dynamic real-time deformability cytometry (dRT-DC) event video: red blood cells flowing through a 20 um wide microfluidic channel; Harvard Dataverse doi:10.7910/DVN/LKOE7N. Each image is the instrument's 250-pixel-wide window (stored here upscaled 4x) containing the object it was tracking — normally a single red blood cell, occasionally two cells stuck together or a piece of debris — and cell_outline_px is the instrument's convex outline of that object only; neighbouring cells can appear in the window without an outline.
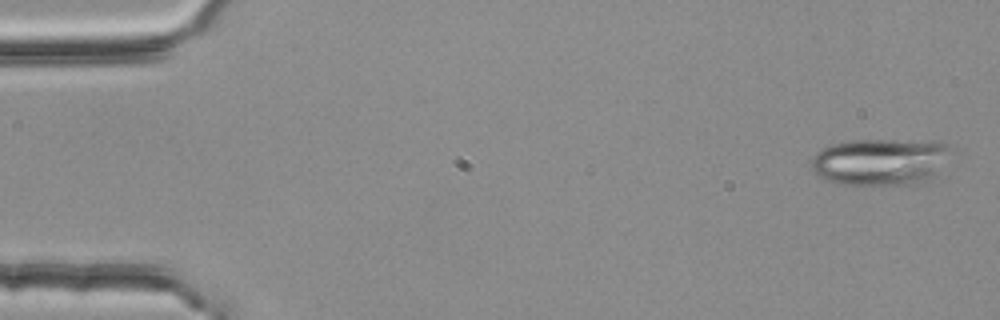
{"species": "common noctule bat (a hibernating species)", "species_latin": "Nyctalus noctula", "temperature_condition": "room temperature", "stored_images_in_passage": 3, "camera_frame_rate_fps": 3000, "um_per_image_px": 0.085, "animal": {"sex": "female", "body_mass_g": 25.1}, "frame": {"image": 1, "passage_image": 1, "time_ms": 0.0, "image_size_px": [1000, 320], "cell_outline_px": [[956, 148], [936, 172], [932, 176], [924, 180], [912, 184], [840, 184], [824, 180], [812, 168], [812, 156], [820, 148], [832, 144], [852, 140], [936, 140], [948, 144]], "centroid_in_image_um": [74.85, 13.71], "position_along_channel_um": 10.1, "area_um2": 38.38}}